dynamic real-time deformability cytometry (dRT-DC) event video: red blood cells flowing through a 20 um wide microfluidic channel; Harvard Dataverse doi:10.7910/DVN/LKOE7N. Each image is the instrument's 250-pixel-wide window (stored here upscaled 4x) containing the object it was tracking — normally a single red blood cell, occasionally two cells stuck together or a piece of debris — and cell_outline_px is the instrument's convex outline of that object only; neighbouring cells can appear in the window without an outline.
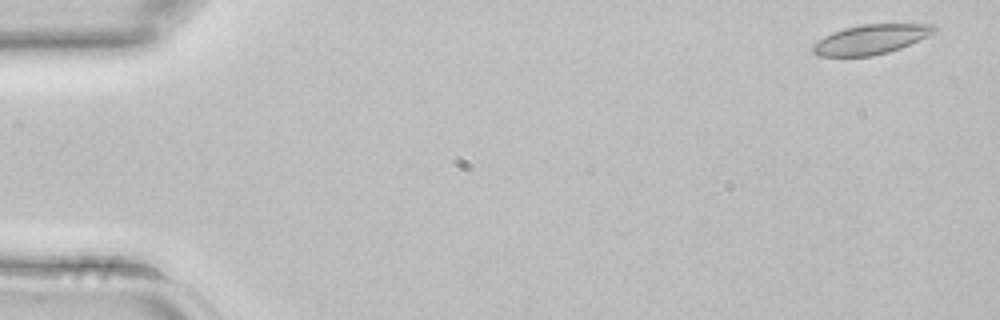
{"species": "common noctule bat (a hibernating species)", "species_latin": "Nyctalus noctula", "temperature_condition": "room temperature", "stored_images_in_passage": 43, "camera_frame_rate_fps": 3000, "um_per_image_px": 0.085, "animal": {"sex": "female", "body_mass_g": 22.7, "forearm_length_mm": 54.2}, "frame": {"image": 1, "passage_image": 2, "time_ms": 0.333, "image_size_px": [1000, 320], "cell_outline_px": [[940, 28], [936, 32], [928, 36], [900, 48], [888, 52], [872, 56], [820, 56], [812, 52], [812, 44], [824, 36], [832, 32], [844, 28], [864, 24], [936, 24]], "centroid_in_image_um": [74.05, 3.34], "position_along_channel_um": 11.0, "area_um2": 21.04}}
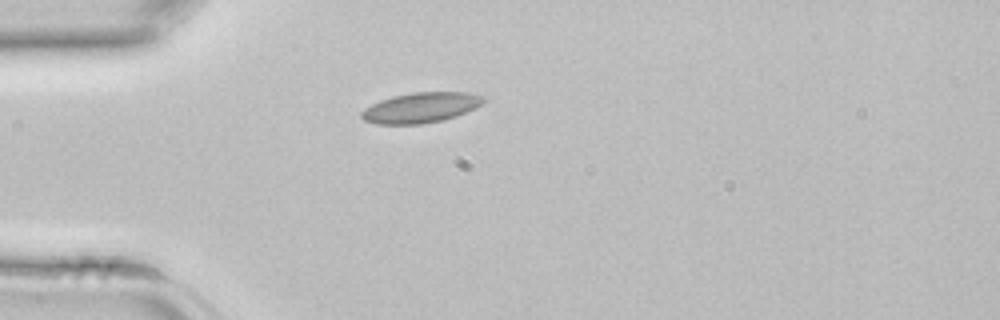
{"frame": {"image": 2, "passage_image": 12, "time_ms": 3.667, "image_size_px": [1000, 320], "cell_outline_px": [[484, 104], [476, 108], [456, 116], [444, 120], [420, 124], [376, 124], [364, 120], [360, 116], [360, 112], [364, 108], [380, 100], [392, 96], [412, 92], [468, 92], [484, 96]], "centroid_in_image_um": [35.78, 9.14], "position_along_channel_um": 49.2, "area_um2": 21.73}}
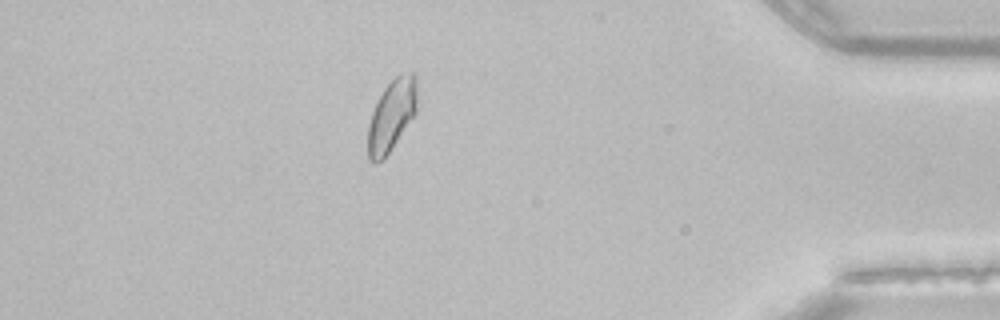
{"frame": {"image": 3, "passage_image": 38, "time_ms": 12.333, "image_size_px": [1000, 320], "cell_outline_px": [[416, 112], [392, 148], [376, 164], [372, 164], [368, 160], [368, 124], [372, 112], [384, 88], [400, 72], [416, 72]], "centroid_in_image_um": [33.28, 9.79], "position_along_channel_um": 401.9, "area_um2": 20.35}}